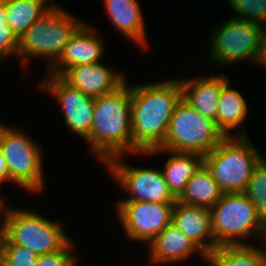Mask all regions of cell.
I'll return each mask as SVG.
<instances>
[{"mask_svg": "<svg viewBox=\"0 0 266 266\" xmlns=\"http://www.w3.org/2000/svg\"><path fill=\"white\" fill-rule=\"evenodd\" d=\"M86 21L57 2L18 38L17 60L25 76L32 58L45 59L48 69Z\"/></svg>", "mask_w": 266, "mask_h": 266, "instance_id": "3", "label": "cell"}, {"mask_svg": "<svg viewBox=\"0 0 266 266\" xmlns=\"http://www.w3.org/2000/svg\"><path fill=\"white\" fill-rule=\"evenodd\" d=\"M167 154V160L163 165V174L172 195L178 199L184 192L186 183L193 174L204 164V157L195 153H179L167 149H154L148 153H138L137 156H157Z\"/></svg>", "mask_w": 266, "mask_h": 266, "instance_id": "20", "label": "cell"}, {"mask_svg": "<svg viewBox=\"0 0 266 266\" xmlns=\"http://www.w3.org/2000/svg\"><path fill=\"white\" fill-rule=\"evenodd\" d=\"M61 77L73 87L94 98L116 90L128 80L125 74L106 66L103 62L74 65Z\"/></svg>", "mask_w": 266, "mask_h": 266, "instance_id": "15", "label": "cell"}, {"mask_svg": "<svg viewBox=\"0 0 266 266\" xmlns=\"http://www.w3.org/2000/svg\"><path fill=\"white\" fill-rule=\"evenodd\" d=\"M4 125H6L5 123H2V121L0 120V127L1 126H4Z\"/></svg>", "mask_w": 266, "mask_h": 266, "instance_id": "34", "label": "cell"}, {"mask_svg": "<svg viewBox=\"0 0 266 266\" xmlns=\"http://www.w3.org/2000/svg\"><path fill=\"white\" fill-rule=\"evenodd\" d=\"M230 83L228 80L222 87L215 124L224 137H246L248 102Z\"/></svg>", "mask_w": 266, "mask_h": 266, "instance_id": "19", "label": "cell"}, {"mask_svg": "<svg viewBox=\"0 0 266 266\" xmlns=\"http://www.w3.org/2000/svg\"><path fill=\"white\" fill-rule=\"evenodd\" d=\"M262 67L263 70H266V28L264 29L262 35V45H261V54L257 63V66Z\"/></svg>", "mask_w": 266, "mask_h": 266, "instance_id": "30", "label": "cell"}, {"mask_svg": "<svg viewBox=\"0 0 266 266\" xmlns=\"http://www.w3.org/2000/svg\"><path fill=\"white\" fill-rule=\"evenodd\" d=\"M124 154L108 160L103 166L108 171L111 180L123 189L128 197L118 198L117 201H144L158 203H175L177 199L172 195L165 181L162 169L145 166L127 165ZM125 157V158H124Z\"/></svg>", "mask_w": 266, "mask_h": 266, "instance_id": "10", "label": "cell"}, {"mask_svg": "<svg viewBox=\"0 0 266 266\" xmlns=\"http://www.w3.org/2000/svg\"><path fill=\"white\" fill-rule=\"evenodd\" d=\"M210 212L215 249L226 245H249L253 238L266 242V223L244 193H224Z\"/></svg>", "mask_w": 266, "mask_h": 266, "instance_id": "4", "label": "cell"}, {"mask_svg": "<svg viewBox=\"0 0 266 266\" xmlns=\"http://www.w3.org/2000/svg\"><path fill=\"white\" fill-rule=\"evenodd\" d=\"M178 78L131 84L132 155L164 145L174 108L182 98Z\"/></svg>", "mask_w": 266, "mask_h": 266, "instance_id": "1", "label": "cell"}, {"mask_svg": "<svg viewBox=\"0 0 266 266\" xmlns=\"http://www.w3.org/2000/svg\"><path fill=\"white\" fill-rule=\"evenodd\" d=\"M223 194L211 172L203 164L188 180L184 192L177 201L185 205L210 209L220 200Z\"/></svg>", "mask_w": 266, "mask_h": 266, "instance_id": "21", "label": "cell"}, {"mask_svg": "<svg viewBox=\"0 0 266 266\" xmlns=\"http://www.w3.org/2000/svg\"><path fill=\"white\" fill-rule=\"evenodd\" d=\"M90 136L85 141L90 154L101 165L116 156L132 155L131 84L125 81L116 90L96 97Z\"/></svg>", "mask_w": 266, "mask_h": 266, "instance_id": "2", "label": "cell"}, {"mask_svg": "<svg viewBox=\"0 0 266 266\" xmlns=\"http://www.w3.org/2000/svg\"><path fill=\"white\" fill-rule=\"evenodd\" d=\"M113 204L115 218L129 241L148 245L172 222L174 203L115 200Z\"/></svg>", "mask_w": 266, "mask_h": 266, "instance_id": "11", "label": "cell"}, {"mask_svg": "<svg viewBox=\"0 0 266 266\" xmlns=\"http://www.w3.org/2000/svg\"><path fill=\"white\" fill-rule=\"evenodd\" d=\"M63 225L59 219L53 221L38 211L10 207L9 203L3 216L4 236L38 256L59 251L71 240Z\"/></svg>", "mask_w": 266, "mask_h": 266, "instance_id": "7", "label": "cell"}, {"mask_svg": "<svg viewBox=\"0 0 266 266\" xmlns=\"http://www.w3.org/2000/svg\"><path fill=\"white\" fill-rule=\"evenodd\" d=\"M8 203L10 202H8L5 197L0 195V236L3 234V216Z\"/></svg>", "mask_w": 266, "mask_h": 266, "instance_id": "32", "label": "cell"}, {"mask_svg": "<svg viewBox=\"0 0 266 266\" xmlns=\"http://www.w3.org/2000/svg\"><path fill=\"white\" fill-rule=\"evenodd\" d=\"M262 158L250 137H225L204 156V165L223 193H244Z\"/></svg>", "mask_w": 266, "mask_h": 266, "instance_id": "6", "label": "cell"}, {"mask_svg": "<svg viewBox=\"0 0 266 266\" xmlns=\"http://www.w3.org/2000/svg\"><path fill=\"white\" fill-rule=\"evenodd\" d=\"M97 30V27L85 22L65 45L58 59L45 70L44 75L61 76L74 65L101 62L106 53V45L101 35L97 34L99 32Z\"/></svg>", "mask_w": 266, "mask_h": 266, "instance_id": "13", "label": "cell"}, {"mask_svg": "<svg viewBox=\"0 0 266 266\" xmlns=\"http://www.w3.org/2000/svg\"><path fill=\"white\" fill-rule=\"evenodd\" d=\"M146 247L149 252L147 261L152 266L184 264L194 255L208 264V257L172 222Z\"/></svg>", "mask_w": 266, "mask_h": 266, "instance_id": "14", "label": "cell"}, {"mask_svg": "<svg viewBox=\"0 0 266 266\" xmlns=\"http://www.w3.org/2000/svg\"><path fill=\"white\" fill-rule=\"evenodd\" d=\"M225 137L215 121L196 111L182 98L174 108L162 149L209 154Z\"/></svg>", "mask_w": 266, "mask_h": 266, "instance_id": "9", "label": "cell"}, {"mask_svg": "<svg viewBox=\"0 0 266 266\" xmlns=\"http://www.w3.org/2000/svg\"><path fill=\"white\" fill-rule=\"evenodd\" d=\"M7 11L5 4L0 0V29H12L8 25Z\"/></svg>", "mask_w": 266, "mask_h": 266, "instance_id": "31", "label": "cell"}, {"mask_svg": "<svg viewBox=\"0 0 266 266\" xmlns=\"http://www.w3.org/2000/svg\"><path fill=\"white\" fill-rule=\"evenodd\" d=\"M38 255L25 246L4 238L3 266H35Z\"/></svg>", "mask_w": 266, "mask_h": 266, "instance_id": "26", "label": "cell"}, {"mask_svg": "<svg viewBox=\"0 0 266 266\" xmlns=\"http://www.w3.org/2000/svg\"><path fill=\"white\" fill-rule=\"evenodd\" d=\"M18 37L12 29H0V64L7 58L17 60Z\"/></svg>", "mask_w": 266, "mask_h": 266, "instance_id": "28", "label": "cell"}, {"mask_svg": "<svg viewBox=\"0 0 266 266\" xmlns=\"http://www.w3.org/2000/svg\"><path fill=\"white\" fill-rule=\"evenodd\" d=\"M254 244L219 246L208 257L207 265L266 266V242H260V247Z\"/></svg>", "mask_w": 266, "mask_h": 266, "instance_id": "22", "label": "cell"}, {"mask_svg": "<svg viewBox=\"0 0 266 266\" xmlns=\"http://www.w3.org/2000/svg\"><path fill=\"white\" fill-rule=\"evenodd\" d=\"M179 78L182 99L196 111L216 122L219 98L223 85L229 80L218 73Z\"/></svg>", "mask_w": 266, "mask_h": 266, "instance_id": "17", "label": "cell"}, {"mask_svg": "<svg viewBox=\"0 0 266 266\" xmlns=\"http://www.w3.org/2000/svg\"><path fill=\"white\" fill-rule=\"evenodd\" d=\"M208 37L207 57L213 68L252 62L257 64L262 45L264 28L233 16L218 23ZM209 55V56H208Z\"/></svg>", "mask_w": 266, "mask_h": 266, "instance_id": "8", "label": "cell"}, {"mask_svg": "<svg viewBox=\"0 0 266 266\" xmlns=\"http://www.w3.org/2000/svg\"><path fill=\"white\" fill-rule=\"evenodd\" d=\"M112 27L135 46L148 50L146 22L138 0H103Z\"/></svg>", "mask_w": 266, "mask_h": 266, "instance_id": "18", "label": "cell"}, {"mask_svg": "<svg viewBox=\"0 0 266 266\" xmlns=\"http://www.w3.org/2000/svg\"><path fill=\"white\" fill-rule=\"evenodd\" d=\"M244 194L256 206L258 215L266 223V159L256 165Z\"/></svg>", "mask_w": 266, "mask_h": 266, "instance_id": "24", "label": "cell"}, {"mask_svg": "<svg viewBox=\"0 0 266 266\" xmlns=\"http://www.w3.org/2000/svg\"><path fill=\"white\" fill-rule=\"evenodd\" d=\"M43 78L36 89L56 100L64 115L66 128L86 141L93 123L95 98L73 87L61 76L46 75Z\"/></svg>", "mask_w": 266, "mask_h": 266, "instance_id": "12", "label": "cell"}, {"mask_svg": "<svg viewBox=\"0 0 266 266\" xmlns=\"http://www.w3.org/2000/svg\"><path fill=\"white\" fill-rule=\"evenodd\" d=\"M4 234L0 236V266H3Z\"/></svg>", "mask_w": 266, "mask_h": 266, "instance_id": "33", "label": "cell"}, {"mask_svg": "<svg viewBox=\"0 0 266 266\" xmlns=\"http://www.w3.org/2000/svg\"><path fill=\"white\" fill-rule=\"evenodd\" d=\"M8 182V171H7V163L4 159V156L0 150V186L1 184L4 186ZM5 183V184H4ZM4 194V193H0Z\"/></svg>", "mask_w": 266, "mask_h": 266, "instance_id": "29", "label": "cell"}, {"mask_svg": "<svg viewBox=\"0 0 266 266\" xmlns=\"http://www.w3.org/2000/svg\"><path fill=\"white\" fill-rule=\"evenodd\" d=\"M1 1L6 6L8 25L18 38L56 3L55 0Z\"/></svg>", "mask_w": 266, "mask_h": 266, "instance_id": "23", "label": "cell"}, {"mask_svg": "<svg viewBox=\"0 0 266 266\" xmlns=\"http://www.w3.org/2000/svg\"><path fill=\"white\" fill-rule=\"evenodd\" d=\"M76 242L71 239L62 249L50 254L39 255L35 266H77L79 260L74 252ZM78 261V262H77Z\"/></svg>", "mask_w": 266, "mask_h": 266, "instance_id": "27", "label": "cell"}, {"mask_svg": "<svg viewBox=\"0 0 266 266\" xmlns=\"http://www.w3.org/2000/svg\"><path fill=\"white\" fill-rule=\"evenodd\" d=\"M235 18L266 28V0H226Z\"/></svg>", "mask_w": 266, "mask_h": 266, "instance_id": "25", "label": "cell"}, {"mask_svg": "<svg viewBox=\"0 0 266 266\" xmlns=\"http://www.w3.org/2000/svg\"><path fill=\"white\" fill-rule=\"evenodd\" d=\"M43 147L24 129L0 127V150L7 163L8 183L23 191L39 194L45 190Z\"/></svg>", "mask_w": 266, "mask_h": 266, "instance_id": "5", "label": "cell"}, {"mask_svg": "<svg viewBox=\"0 0 266 266\" xmlns=\"http://www.w3.org/2000/svg\"><path fill=\"white\" fill-rule=\"evenodd\" d=\"M172 223L207 257L215 250V239L209 208L185 205L176 201L172 210Z\"/></svg>", "mask_w": 266, "mask_h": 266, "instance_id": "16", "label": "cell"}]
</instances>
